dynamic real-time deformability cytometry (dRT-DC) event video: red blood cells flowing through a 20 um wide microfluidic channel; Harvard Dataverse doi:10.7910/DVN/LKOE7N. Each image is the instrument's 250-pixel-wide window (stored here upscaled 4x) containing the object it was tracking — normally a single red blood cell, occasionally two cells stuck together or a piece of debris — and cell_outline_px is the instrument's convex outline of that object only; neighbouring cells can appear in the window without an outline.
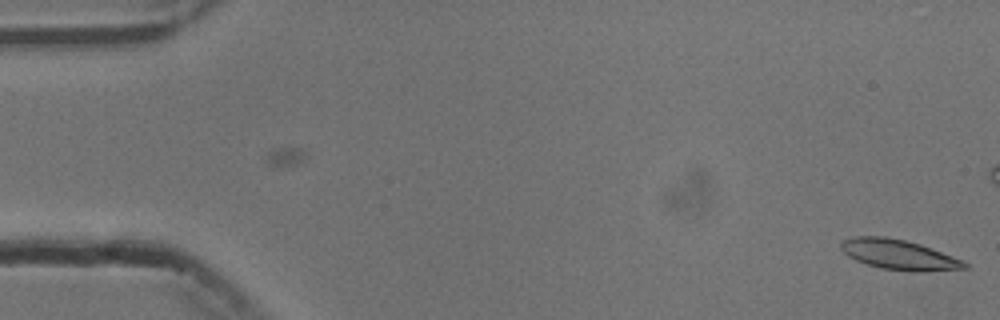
{"species": "common noctule bat (a hibernating species)", "species_latin": "Nyctalus noctula", "temperature_condition": "cold", "stored_images_in_passage": 8, "camera_frame_rate_fps": 3000, "um_per_image_px": 0.085, "animal": {"sex": "male", "body_mass_g": 13.3}, "frame": {"image": 1, "passage_image": 8, "time_ms": 2.333, "image_size_px": [1000, 320], "cell_outline_px": [[968, 268], [924, 272], [912, 272], [880, 268], [856, 260], [848, 256], [840, 248], [840, 244], [844, 240], [852, 236], [884, 236], [904, 240], [920, 244], [964, 260], [968, 264]], "centroid_in_image_um": [76.43, 21.65], "position_along_channel_um": 8.6, "area_um2": 21.73}}